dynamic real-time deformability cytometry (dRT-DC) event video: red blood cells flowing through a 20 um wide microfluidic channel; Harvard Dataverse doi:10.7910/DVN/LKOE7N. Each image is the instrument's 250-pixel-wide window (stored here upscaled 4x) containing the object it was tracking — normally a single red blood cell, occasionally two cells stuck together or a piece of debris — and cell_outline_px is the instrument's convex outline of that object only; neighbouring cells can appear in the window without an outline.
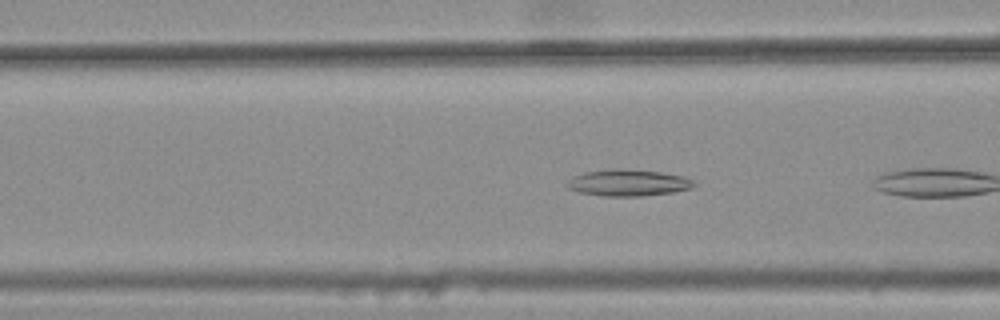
{"species": "common noctule bat (a hibernating species)", "species_latin": "Nyctalus noctula", "temperature_condition": "warm", "stored_images_in_passage": 6, "camera_frame_rate_fps": 3000, "um_per_image_px": 0.085, "animal": {"sex": "female", "body_mass_g": 25.1}, "frame": {"image": 1, "passage_image": 4, "time_ms": 1.0, "image_size_px": [1000, 320], "cell_outline_px": [[696, 184], [692, 188], [672, 192], [640, 196], [604, 196], [580, 192], [568, 188], [568, 180], [572, 176], [584, 172], [612, 168], [620, 168], [660, 172], [684, 176], [692, 180]], "centroid_in_image_um": [53.39, 15.52], "position_along_channel_um": 113.2, "area_um2": 19.59}}